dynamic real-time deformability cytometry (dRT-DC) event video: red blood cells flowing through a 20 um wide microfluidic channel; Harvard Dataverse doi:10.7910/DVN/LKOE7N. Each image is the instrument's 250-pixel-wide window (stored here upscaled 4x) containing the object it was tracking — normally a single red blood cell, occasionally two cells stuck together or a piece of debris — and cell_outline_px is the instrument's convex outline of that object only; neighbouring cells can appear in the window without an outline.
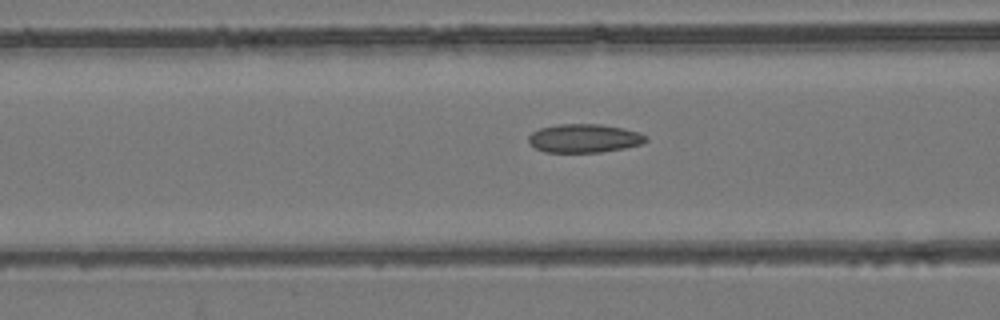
{"species": "common noctule bat (a hibernating species)", "species_latin": "Nyctalus noctula", "temperature_condition": "room temperature", "stored_images_in_passage": 37, "camera_frame_rate_fps": 3000, "um_per_image_px": 0.085, "animal": {"sex": "female", "body_mass_g": 24.6, "forearm_length_mm": 56.2}, "frame": {"image": 1, "passage_image": 13, "time_ms": 4.0, "image_size_px": [1000, 320], "cell_outline_px": [[648, 140], [640, 144], [624, 148], [600, 152], [544, 152], [528, 144], [528, 136], [532, 132], [540, 128], [560, 124], [600, 124], [620, 128], [636, 132], [644, 136]], "centroid_in_image_um": [49.58, 11.76], "position_along_channel_um": 117.0, "area_um2": 19.31}}
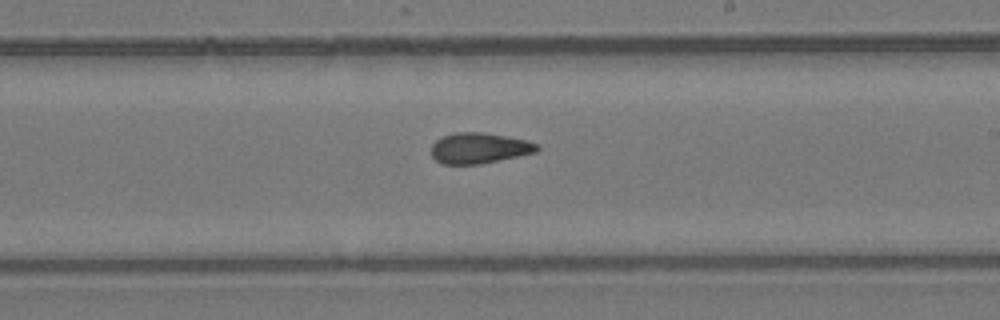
{"frame": {"image": 2, "passage_image": 23, "time_ms": 7.333, "image_size_px": [1000, 320], "cell_outline_px": [[540, 148], [536, 152], [480, 164], [440, 164], [432, 156], [432, 144], [436, 140], [444, 136], [456, 132], [484, 132], [524, 140], [536, 144]], "centroid_in_image_um": [40.69, 12.59], "position_along_channel_um": 248.3, "area_um2": 18.67}}
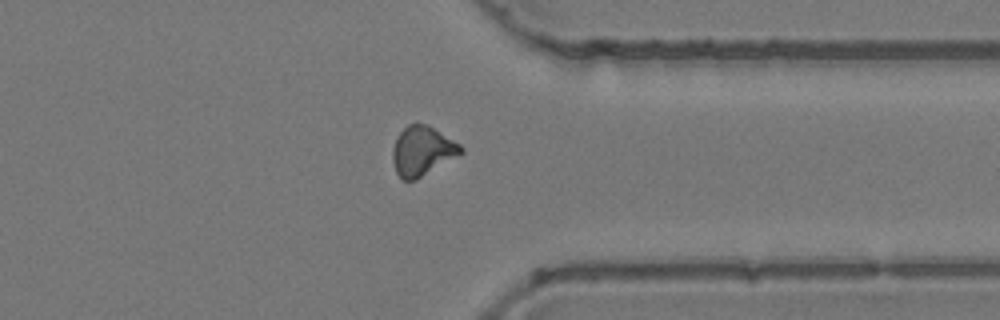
{"frame": {"image": 3, "passage_image": 33, "time_ms": 10.667, "image_size_px": [1000, 320], "cell_outline_px": [[464, 152], [416, 180], [404, 180], [396, 172], [392, 160], [392, 148], [396, 136], [408, 124], [428, 124], [460, 144], [464, 148]], "centroid_in_image_um": [35.88, 12.82], "position_along_channel_um": 375.5, "area_um2": 19.65}, "authors_computed_cell_mechanics": {"area_um2": 19.1318, "velocity_mm_per_s": 3.9357, "shape_relaxation_time_tau1_ms": null, "shape_relaxation_time_tau2_ms": 3.0715, "deformation_change_tau1": null, "deformation_change_tau2": 0.0893}}